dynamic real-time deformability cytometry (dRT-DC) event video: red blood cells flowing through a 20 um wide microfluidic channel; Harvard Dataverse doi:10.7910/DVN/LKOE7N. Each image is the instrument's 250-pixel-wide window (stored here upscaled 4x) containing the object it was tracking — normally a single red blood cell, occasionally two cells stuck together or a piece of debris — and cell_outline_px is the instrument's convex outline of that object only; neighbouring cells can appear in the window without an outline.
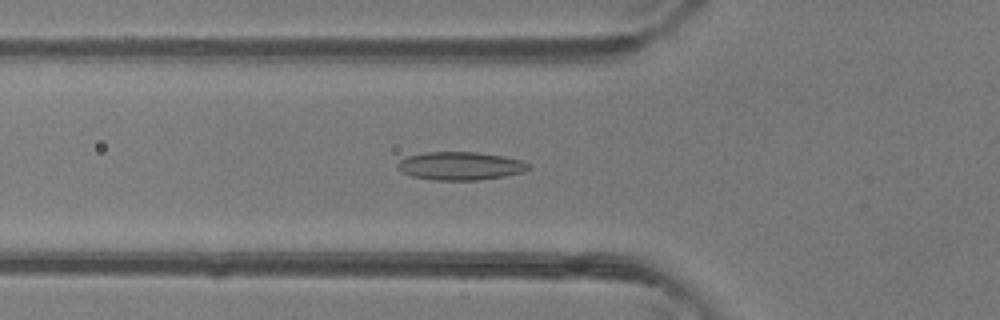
{"species": "common noctule bat (a hibernating species)", "species_latin": "Nyctalus noctula", "temperature_condition": "room temperature", "stored_images_in_passage": 48, "camera_frame_rate_fps": 3000, "um_per_image_px": 0.085, "animal": {"sex": "female"}, "frame": {"image": 1, "passage_image": 17, "time_ms": 5.333, "image_size_px": [1000, 320], "cell_outline_px": [[532, 168], [524, 172], [504, 176], [476, 180], [436, 180], [412, 176], [400, 172], [396, 168], [396, 164], [400, 160], [408, 156], [424, 152], [476, 152], [504, 156], [520, 160], [532, 164]], "centroid_in_image_um": [39.14, 14.1], "position_along_channel_um": 86.7, "area_um2": 21.68}}
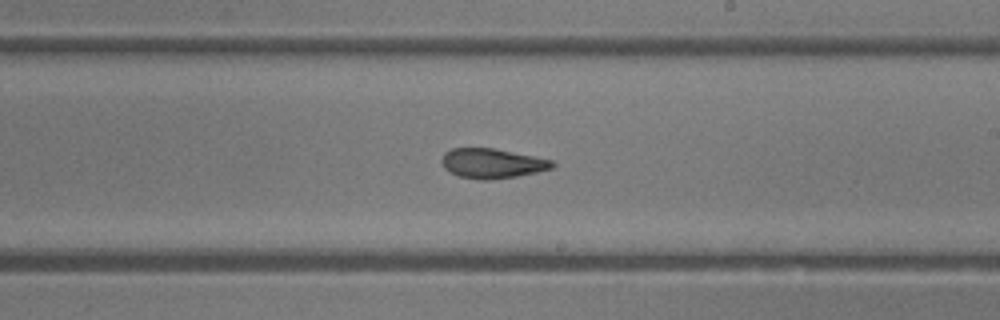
{"frame": {"image": 2, "passage_image": 28, "time_ms": 9.0, "image_size_px": [1000, 320], "cell_outline_px": [[556, 164], [552, 168], [536, 172], [516, 176], [488, 180], [480, 180], [460, 176], [444, 168], [440, 160], [444, 152], [452, 148], [492, 148], [552, 160]], "centroid_in_image_um": [41.8, 13.88], "position_along_channel_um": 247.2, "area_um2": 18.96}}
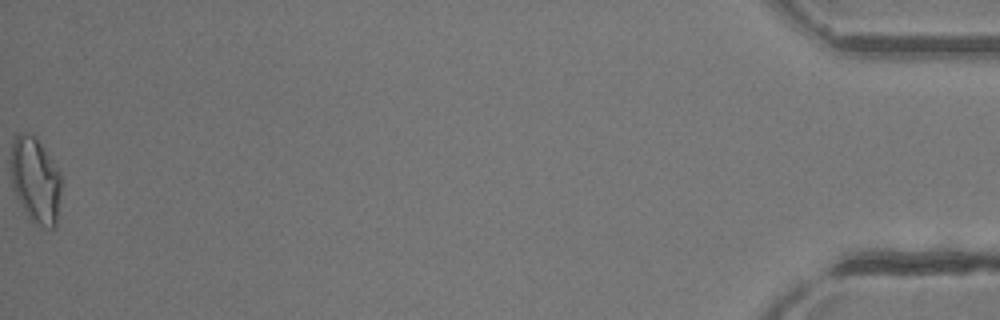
{"frame": {"image": 3, "passage_image": 48, "time_ms": 15.667, "image_size_px": [1000, 320], "cell_outline_px": [[60, 192], [56, 224], [52, 228], [44, 228], [36, 224], [28, 216], [16, 196], [12, 184], [12, 140], [20, 132], [28, 132], [40, 144], [52, 160], [60, 172]], "centroid_in_image_um": [3.01, 15.33], "position_along_channel_um": 432.2, "area_um2": 24.62}, "authors_computed_cell_mechanics": {"area_um2": 20.9236, "velocity_mm_per_s": 4.3519, "shape_relaxation_time_tau1_ms": null, "shape_relaxation_time_tau2_ms": 2.6659, "deformation_change_tau1": null, "deformation_change_tau2": 0.0973}}